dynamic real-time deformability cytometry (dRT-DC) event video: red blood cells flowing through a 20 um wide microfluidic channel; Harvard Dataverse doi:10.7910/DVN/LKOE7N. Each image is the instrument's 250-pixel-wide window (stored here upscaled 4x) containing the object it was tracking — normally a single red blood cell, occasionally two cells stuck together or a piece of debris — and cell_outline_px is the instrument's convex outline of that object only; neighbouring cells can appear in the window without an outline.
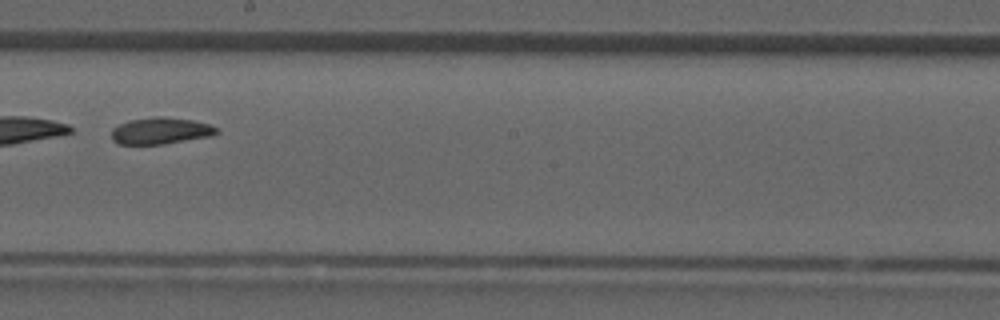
{"species": "common noctule bat (a hibernating species)", "species_latin": "Nyctalus noctula", "temperature_condition": "room temperature", "stored_images_in_passage": 36, "camera_frame_rate_fps": 3000, "um_per_image_px": 0.085, "animal": {"sex": "male", "forearm_length_mm": 52.5}, "frame": {"image": 1, "passage_image": 21, "time_ms": 6.667, "image_size_px": [1000, 320], "cell_outline_px": [[220, 132], [212, 136], [160, 144], [120, 144], [112, 140], [112, 128], [120, 124], [132, 120], [156, 116], [192, 120], [208, 124], [216, 128]], "centroid_in_image_um": [13.65, 11.12], "position_along_channel_um": 234.5, "area_um2": 16.01}}